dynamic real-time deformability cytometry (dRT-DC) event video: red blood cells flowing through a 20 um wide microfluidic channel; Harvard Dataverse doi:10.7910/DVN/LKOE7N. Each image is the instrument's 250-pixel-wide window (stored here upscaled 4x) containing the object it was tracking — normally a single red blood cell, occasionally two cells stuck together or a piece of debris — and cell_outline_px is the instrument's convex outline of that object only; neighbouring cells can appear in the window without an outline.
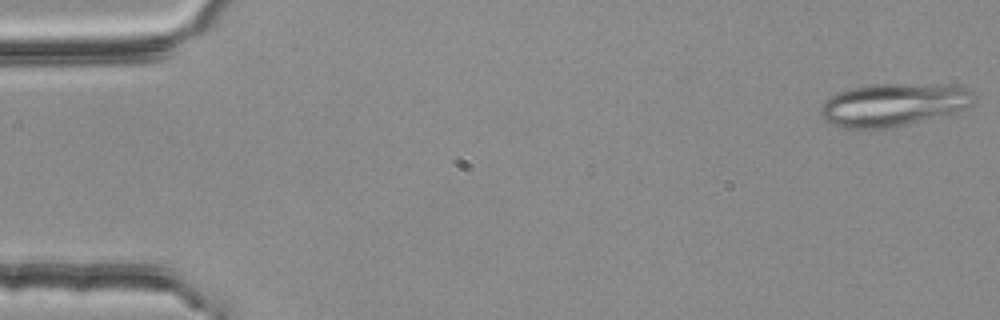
{"species": "common noctule bat (a hibernating species)", "species_latin": "Nyctalus noctula", "temperature_condition": "room temperature", "stored_images_in_passage": 54, "segment_of_instrument_passage": [1, 2], "camera_frame_rate_fps": 3000, "um_per_image_px": 0.085, "animal": {"sex": "female", "body_mass_g": 25.1}, "frame": {"image": 1, "passage_image": 1, "time_ms": 0.0, "image_size_px": [1000, 320], "cell_outline_px": [[976, 96], [972, 104], [956, 112], [888, 128], [844, 128], [832, 124], [824, 120], [820, 116], [820, 108], [824, 100], [828, 96], [852, 88], [868, 84], [952, 84], [964, 88], [972, 92]], "centroid_in_image_um": [75.91, 8.88], "position_along_channel_um": 9.1, "area_um2": 38.32}}